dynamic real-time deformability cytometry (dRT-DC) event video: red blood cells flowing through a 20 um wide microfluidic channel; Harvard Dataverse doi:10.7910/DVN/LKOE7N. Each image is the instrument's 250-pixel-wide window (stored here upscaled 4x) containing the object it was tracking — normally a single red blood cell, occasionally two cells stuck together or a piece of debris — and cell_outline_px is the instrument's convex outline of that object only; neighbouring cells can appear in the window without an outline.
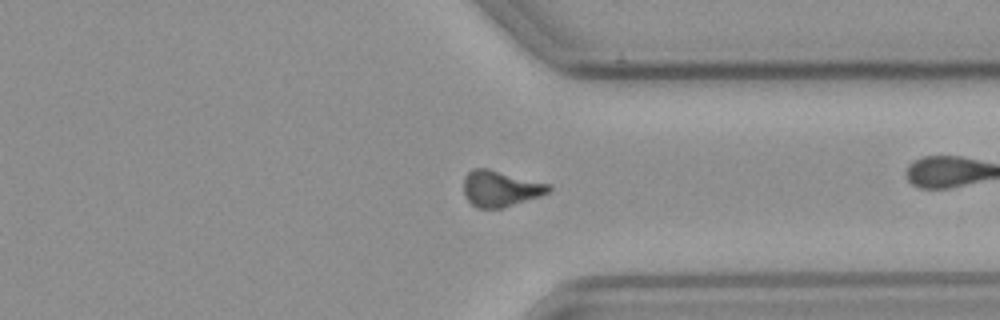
{"species": "common noctule bat (a hibernating species)", "species_latin": "Nyctalus noctula", "temperature_condition": "cold", "stored_images_in_passage": 43, "camera_frame_rate_fps": 3000, "um_per_image_px": 0.085, "animal": {"sex": "male", "body_mass_g": 23.1, "forearm_length_mm": 52.7}, "frame": {"image": 1, "passage_image": 37, "time_ms": 12.0, "image_size_px": [1000, 320], "cell_outline_px": [[552, 188], [548, 192], [540, 196], [500, 208], [476, 208], [464, 196], [464, 176], [472, 168], [488, 168], [552, 184]], "centroid_in_image_um": [42.53, 16.01], "position_along_channel_um": 368.9, "area_um2": 17.92}}